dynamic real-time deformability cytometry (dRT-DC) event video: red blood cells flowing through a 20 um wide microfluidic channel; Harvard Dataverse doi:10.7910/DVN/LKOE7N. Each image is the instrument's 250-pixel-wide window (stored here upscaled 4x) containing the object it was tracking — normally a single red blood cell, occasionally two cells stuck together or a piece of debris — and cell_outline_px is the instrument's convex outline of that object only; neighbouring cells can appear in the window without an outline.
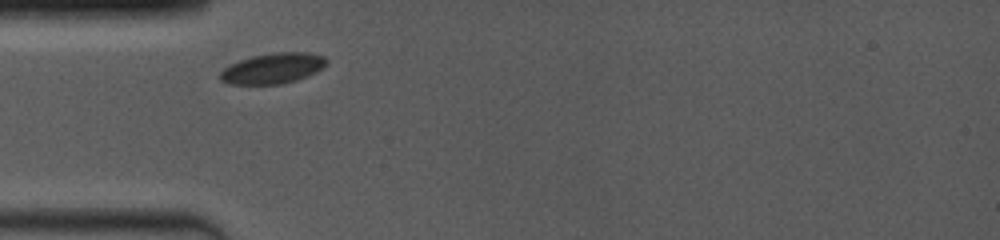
{"species": "common noctule bat (a hibernating species)", "species_latin": "Nyctalus noctula", "temperature_condition": "room temperature", "stored_images_in_passage": 30, "camera_frame_rate_fps": 4000, "um_per_image_px": 0.085, "animal": {"sex": "female", "body_mass_g": 19.0, "forearm_length_mm": 53.3}, "frame": {"image": 1, "passage_image": 1, "time_ms": 0.0, "image_size_px": [1000, 240], "cell_outline_px": [[328, 64], [316, 72], [308, 76], [296, 80], [280, 84], [228, 84], [220, 80], [220, 72], [224, 68], [240, 60], [252, 56], [272, 52], [308, 52], [324, 56], [328, 60]], "centroid_in_image_um": [23.22, 5.8], "position_along_channel_um": 61.8, "area_um2": 19.02}}
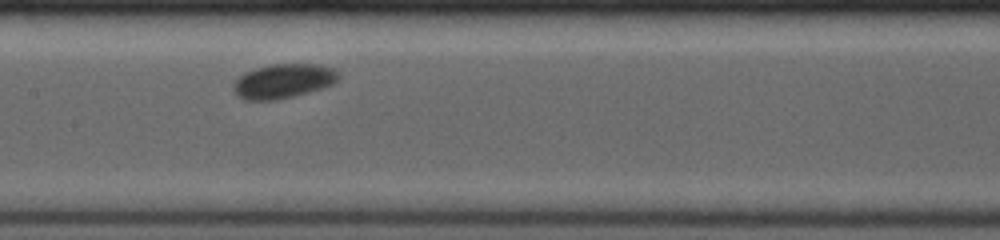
{"frame": {"image": 2, "passage_image": 10, "time_ms": 3.25, "image_size_px": [1000, 240], "cell_outline_px": [[340, 76], [332, 84], [308, 92], [276, 100], [244, 100], [236, 96], [232, 92], [232, 84], [244, 72], [256, 68], [272, 64], [320, 64], [332, 68]], "centroid_in_image_um": [24.01, 6.89], "position_along_channel_um": 183.4, "area_um2": 21.04}}
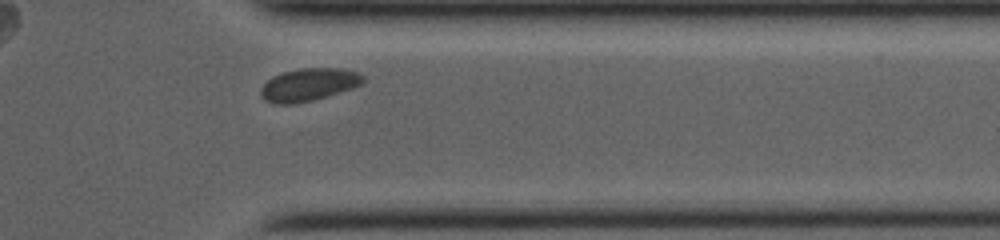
{"frame": {"image": 3, "passage_image": 26, "time_ms": 8.5, "image_size_px": [1000, 240], "cell_outline_px": [[364, 80], [360, 84], [352, 88], [312, 100], [292, 104], [272, 104], [264, 100], [260, 96], [260, 88], [272, 76], [284, 72], [300, 68], [340, 68], [360, 72], [364, 76]], "centroid_in_image_um": [26.21, 7.19], "position_along_channel_um": 385.2, "area_um2": 19.48}, "authors_computed_cell_mechanics": {"area_um2": 19.5364, "velocity_mm_per_s": 3.8014, "shape_relaxation_time_tau1_ms": 1.6723, "shape_relaxation_time_tau2_ms": null, "deformation_change_tau1": 0.0517, "deformation_change_tau2": null}}